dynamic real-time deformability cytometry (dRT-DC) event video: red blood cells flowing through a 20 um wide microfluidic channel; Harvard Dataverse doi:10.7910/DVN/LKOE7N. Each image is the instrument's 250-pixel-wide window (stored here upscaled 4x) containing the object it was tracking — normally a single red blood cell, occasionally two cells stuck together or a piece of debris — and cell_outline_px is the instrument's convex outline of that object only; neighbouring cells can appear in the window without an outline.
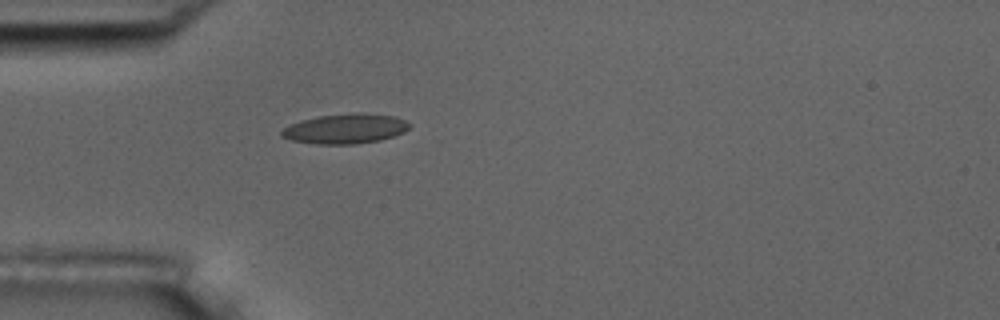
{"species": "common noctule bat (a hibernating species)", "species_latin": "Nyctalus noctula", "temperature_condition": "room temperature", "stored_images_in_passage": 1, "camera_frame_rate_fps": 3000, "um_per_image_px": 0.085, "animal": {"sex": "male", "body_mass_g": 17.5, "forearm_length_mm": 52.3}, "frame": {"image": 1, "passage_image": 1, "time_ms": 0.0, "image_size_px": [1000, 320], "cell_outline_px": [[412, 124], [404, 132], [380, 140], [356, 144], [316, 144], [292, 140], [280, 136], [280, 132], [288, 124], [300, 120], [316, 116], [356, 112], [364, 112], [396, 116]], "centroid_in_image_um": [29.34, 10.92], "position_along_channel_um": 55.7, "area_um2": 22.54}}